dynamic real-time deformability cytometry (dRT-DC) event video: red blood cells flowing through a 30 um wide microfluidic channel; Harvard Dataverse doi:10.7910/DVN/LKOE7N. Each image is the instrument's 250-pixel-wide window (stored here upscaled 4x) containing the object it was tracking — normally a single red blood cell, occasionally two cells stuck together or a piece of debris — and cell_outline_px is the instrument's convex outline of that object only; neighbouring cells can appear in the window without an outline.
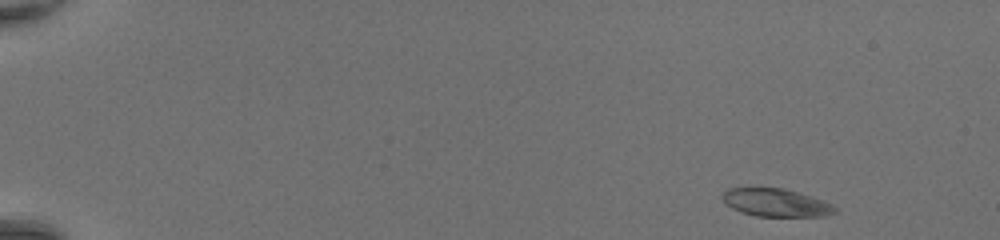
{"species": "common noctule bat (a hibernating species)", "species_latin": "Nyctalus noctula", "temperature_condition": "room temperature", "stored_images_in_passage": 45, "camera_frame_rate_fps": 3000, "um_per_image_px": 0.085, "animal": {"sex": "female", "body_mass_g": 20.0, "forearm_length_mm": 54.0}, "frame": {"image": 1, "passage_image": 1, "time_ms": 0.0, "image_size_px": [1000, 240], "cell_outline_px": [[836, 212], [828, 216], [756, 216], [740, 212], [732, 208], [720, 196], [728, 188], [784, 188], [812, 196], [824, 200], [832, 204], [836, 208]], "centroid_in_image_um": [65.98, 17.22], "position_along_channel_um": 19.0, "area_um2": 18.32}}
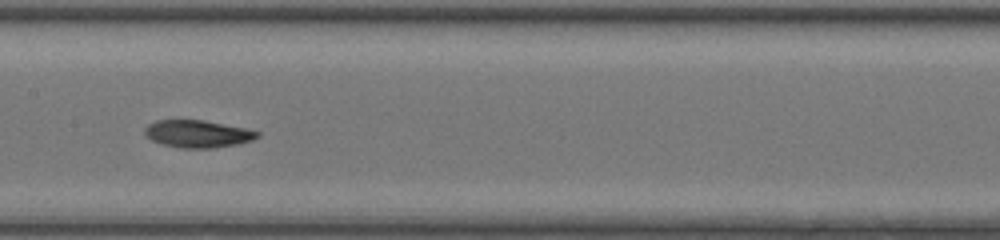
{"frame": {"image": 2, "passage_image": 23, "time_ms": 7.333, "image_size_px": [1000, 240], "cell_outline_px": [[260, 136], [252, 140], [236, 144], [212, 148], [180, 148], [160, 144], [144, 136], [144, 128], [148, 124], [156, 120], [204, 120], [248, 128], [260, 132]], "centroid_in_image_um": [16.79, 11.37], "position_along_channel_um": 190.6, "area_um2": 18.21}}
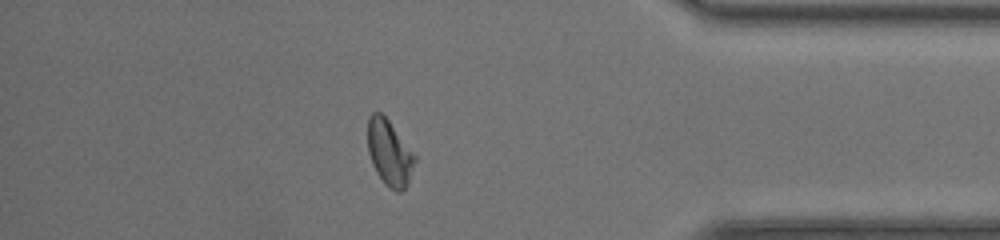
{"frame": {"image": 3, "passage_image": 39, "time_ms": 12.667, "image_size_px": [1000, 240], "cell_outline_px": [[416, 160], [408, 184], [400, 192], [396, 192], [384, 184], [376, 172], [372, 164], [368, 152], [368, 116], [372, 112], [380, 112], [388, 120], [416, 156]], "centroid_in_image_um": [33.09, 13.01], "position_along_channel_um": 402.1, "area_um2": 17.98}, "authors_computed_cell_mechanics": {"area_um2": 18.2648, "velocity_mm_per_s": 4.404, "shape_relaxation_time_tau1_ms": 2.9804, "shape_relaxation_time_tau2_ms": 2.6212, "deformation_change_tau1": 0.1488, "deformation_change_tau2": 0.0825}}